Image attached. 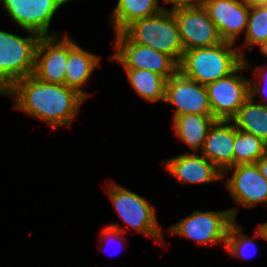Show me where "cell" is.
Returning a JSON list of instances; mask_svg holds the SVG:
<instances>
[{
    "label": "cell",
    "mask_w": 267,
    "mask_h": 267,
    "mask_svg": "<svg viewBox=\"0 0 267 267\" xmlns=\"http://www.w3.org/2000/svg\"><path fill=\"white\" fill-rule=\"evenodd\" d=\"M101 56L95 55L89 50L81 48L76 43L69 51L66 61L64 84L67 87L75 89L86 99L89 93L83 90L87 80L90 78L93 70L99 66Z\"/></svg>",
    "instance_id": "2e32d148"
},
{
    "label": "cell",
    "mask_w": 267,
    "mask_h": 267,
    "mask_svg": "<svg viewBox=\"0 0 267 267\" xmlns=\"http://www.w3.org/2000/svg\"><path fill=\"white\" fill-rule=\"evenodd\" d=\"M249 64L242 55V64L233 73L205 85L212 116L216 120H231L250 97L249 79L238 73L252 69Z\"/></svg>",
    "instance_id": "ba28073f"
},
{
    "label": "cell",
    "mask_w": 267,
    "mask_h": 267,
    "mask_svg": "<svg viewBox=\"0 0 267 267\" xmlns=\"http://www.w3.org/2000/svg\"><path fill=\"white\" fill-rule=\"evenodd\" d=\"M22 43L24 37L0 30V55L12 54Z\"/></svg>",
    "instance_id": "d4e9b609"
},
{
    "label": "cell",
    "mask_w": 267,
    "mask_h": 267,
    "mask_svg": "<svg viewBox=\"0 0 267 267\" xmlns=\"http://www.w3.org/2000/svg\"><path fill=\"white\" fill-rule=\"evenodd\" d=\"M235 125L231 120H216L209 129L202 155L222 172L234 166Z\"/></svg>",
    "instance_id": "9a60e30c"
},
{
    "label": "cell",
    "mask_w": 267,
    "mask_h": 267,
    "mask_svg": "<svg viewBox=\"0 0 267 267\" xmlns=\"http://www.w3.org/2000/svg\"><path fill=\"white\" fill-rule=\"evenodd\" d=\"M76 44L68 34L35 37L12 54L39 80L64 84L68 51Z\"/></svg>",
    "instance_id": "7a4b0ae2"
},
{
    "label": "cell",
    "mask_w": 267,
    "mask_h": 267,
    "mask_svg": "<svg viewBox=\"0 0 267 267\" xmlns=\"http://www.w3.org/2000/svg\"><path fill=\"white\" fill-rule=\"evenodd\" d=\"M216 121L212 115L183 114L172 119L173 130L190 152L202 150L210 127ZM193 150V151H192Z\"/></svg>",
    "instance_id": "e0dca14e"
},
{
    "label": "cell",
    "mask_w": 267,
    "mask_h": 267,
    "mask_svg": "<svg viewBox=\"0 0 267 267\" xmlns=\"http://www.w3.org/2000/svg\"><path fill=\"white\" fill-rule=\"evenodd\" d=\"M256 164L258 165L262 176L267 180V153L260 157Z\"/></svg>",
    "instance_id": "83f0119b"
},
{
    "label": "cell",
    "mask_w": 267,
    "mask_h": 267,
    "mask_svg": "<svg viewBox=\"0 0 267 267\" xmlns=\"http://www.w3.org/2000/svg\"><path fill=\"white\" fill-rule=\"evenodd\" d=\"M251 238L242 233V227L235 220L228 229L224 247L231 257L234 256L235 258L244 260L252 257L254 254L250 255L253 252L252 250H254L253 248L256 247L254 239Z\"/></svg>",
    "instance_id": "603a6c76"
},
{
    "label": "cell",
    "mask_w": 267,
    "mask_h": 267,
    "mask_svg": "<svg viewBox=\"0 0 267 267\" xmlns=\"http://www.w3.org/2000/svg\"><path fill=\"white\" fill-rule=\"evenodd\" d=\"M171 11L179 27L184 51L212 47L223 42L216 25L202 4L178 7Z\"/></svg>",
    "instance_id": "30bf717a"
},
{
    "label": "cell",
    "mask_w": 267,
    "mask_h": 267,
    "mask_svg": "<svg viewBox=\"0 0 267 267\" xmlns=\"http://www.w3.org/2000/svg\"><path fill=\"white\" fill-rule=\"evenodd\" d=\"M136 93L151 103L164 102L166 78L145 69H124Z\"/></svg>",
    "instance_id": "ffe728a7"
},
{
    "label": "cell",
    "mask_w": 267,
    "mask_h": 267,
    "mask_svg": "<svg viewBox=\"0 0 267 267\" xmlns=\"http://www.w3.org/2000/svg\"><path fill=\"white\" fill-rule=\"evenodd\" d=\"M233 150L234 166L256 163L267 153V143L257 136L242 132L235 127Z\"/></svg>",
    "instance_id": "44dd1931"
},
{
    "label": "cell",
    "mask_w": 267,
    "mask_h": 267,
    "mask_svg": "<svg viewBox=\"0 0 267 267\" xmlns=\"http://www.w3.org/2000/svg\"><path fill=\"white\" fill-rule=\"evenodd\" d=\"M175 106L173 119L183 114L212 115L205 85L179 71L166 80L164 102Z\"/></svg>",
    "instance_id": "8fae6325"
},
{
    "label": "cell",
    "mask_w": 267,
    "mask_h": 267,
    "mask_svg": "<svg viewBox=\"0 0 267 267\" xmlns=\"http://www.w3.org/2000/svg\"><path fill=\"white\" fill-rule=\"evenodd\" d=\"M116 52L109 59L124 69H145L169 79L178 71V64L167 54L132 42L123 32L115 34Z\"/></svg>",
    "instance_id": "9c48e42d"
},
{
    "label": "cell",
    "mask_w": 267,
    "mask_h": 267,
    "mask_svg": "<svg viewBox=\"0 0 267 267\" xmlns=\"http://www.w3.org/2000/svg\"><path fill=\"white\" fill-rule=\"evenodd\" d=\"M202 5L223 41L235 44L246 33L250 5L245 0H202Z\"/></svg>",
    "instance_id": "4fadbf2b"
},
{
    "label": "cell",
    "mask_w": 267,
    "mask_h": 267,
    "mask_svg": "<svg viewBox=\"0 0 267 267\" xmlns=\"http://www.w3.org/2000/svg\"><path fill=\"white\" fill-rule=\"evenodd\" d=\"M71 0H0L12 21L28 33L24 42L35 37L60 35L50 32V23L56 11Z\"/></svg>",
    "instance_id": "52a82bcc"
},
{
    "label": "cell",
    "mask_w": 267,
    "mask_h": 267,
    "mask_svg": "<svg viewBox=\"0 0 267 267\" xmlns=\"http://www.w3.org/2000/svg\"><path fill=\"white\" fill-rule=\"evenodd\" d=\"M159 0H118L109 24L114 34L122 32L133 21L150 17L166 9Z\"/></svg>",
    "instance_id": "ac0fdd59"
},
{
    "label": "cell",
    "mask_w": 267,
    "mask_h": 267,
    "mask_svg": "<svg viewBox=\"0 0 267 267\" xmlns=\"http://www.w3.org/2000/svg\"><path fill=\"white\" fill-rule=\"evenodd\" d=\"M256 69L253 70L254 74L258 75L260 78H257L258 80L261 79L258 83L257 81H252V79L249 78V94L252 99L255 98L256 94L261 97V102L265 101L267 102V69H265L263 66L260 65L258 67H255ZM263 96V97H262ZM266 99V100H265ZM261 103L263 105L267 106V103Z\"/></svg>",
    "instance_id": "cb8c5ba5"
},
{
    "label": "cell",
    "mask_w": 267,
    "mask_h": 267,
    "mask_svg": "<svg viewBox=\"0 0 267 267\" xmlns=\"http://www.w3.org/2000/svg\"><path fill=\"white\" fill-rule=\"evenodd\" d=\"M256 236L261 237L262 239L267 241V221H265L263 224L259 225L256 229Z\"/></svg>",
    "instance_id": "f1b7e54d"
},
{
    "label": "cell",
    "mask_w": 267,
    "mask_h": 267,
    "mask_svg": "<svg viewBox=\"0 0 267 267\" xmlns=\"http://www.w3.org/2000/svg\"><path fill=\"white\" fill-rule=\"evenodd\" d=\"M237 212V207L223 211L196 210L170 226L168 231L200 245L225 244L228 229L236 220Z\"/></svg>",
    "instance_id": "5b68a950"
},
{
    "label": "cell",
    "mask_w": 267,
    "mask_h": 267,
    "mask_svg": "<svg viewBox=\"0 0 267 267\" xmlns=\"http://www.w3.org/2000/svg\"><path fill=\"white\" fill-rule=\"evenodd\" d=\"M250 6H264L267 5V0H245Z\"/></svg>",
    "instance_id": "4dcf8cb0"
},
{
    "label": "cell",
    "mask_w": 267,
    "mask_h": 267,
    "mask_svg": "<svg viewBox=\"0 0 267 267\" xmlns=\"http://www.w3.org/2000/svg\"><path fill=\"white\" fill-rule=\"evenodd\" d=\"M165 169L182 184L210 183L223 180V172L202 154L185 152L162 161Z\"/></svg>",
    "instance_id": "5bb4252c"
},
{
    "label": "cell",
    "mask_w": 267,
    "mask_h": 267,
    "mask_svg": "<svg viewBox=\"0 0 267 267\" xmlns=\"http://www.w3.org/2000/svg\"><path fill=\"white\" fill-rule=\"evenodd\" d=\"M244 48L253 50L256 43L267 40V5L250 6Z\"/></svg>",
    "instance_id": "7402d4cb"
},
{
    "label": "cell",
    "mask_w": 267,
    "mask_h": 267,
    "mask_svg": "<svg viewBox=\"0 0 267 267\" xmlns=\"http://www.w3.org/2000/svg\"><path fill=\"white\" fill-rule=\"evenodd\" d=\"M0 94L9 96L16 109L52 129L71 126L87 100L65 84L39 80L13 54L0 55Z\"/></svg>",
    "instance_id": "6da1fadb"
},
{
    "label": "cell",
    "mask_w": 267,
    "mask_h": 267,
    "mask_svg": "<svg viewBox=\"0 0 267 267\" xmlns=\"http://www.w3.org/2000/svg\"><path fill=\"white\" fill-rule=\"evenodd\" d=\"M132 42L169 55L177 64L183 56L177 21L170 9L138 19L122 31Z\"/></svg>",
    "instance_id": "277c9868"
},
{
    "label": "cell",
    "mask_w": 267,
    "mask_h": 267,
    "mask_svg": "<svg viewBox=\"0 0 267 267\" xmlns=\"http://www.w3.org/2000/svg\"><path fill=\"white\" fill-rule=\"evenodd\" d=\"M235 127L245 133L253 134L267 143V106L249 97L231 119Z\"/></svg>",
    "instance_id": "d6986e66"
},
{
    "label": "cell",
    "mask_w": 267,
    "mask_h": 267,
    "mask_svg": "<svg viewBox=\"0 0 267 267\" xmlns=\"http://www.w3.org/2000/svg\"><path fill=\"white\" fill-rule=\"evenodd\" d=\"M124 230H125V228L120 227L118 223H116V224L110 223V224H107L106 227H104V229L101 231L100 235H101V238H103L102 240H104V241L108 240L109 238L111 240L114 239L115 241L117 239V241L123 245V234L125 233Z\"/></svg>",
    "instance_id": "484cf974"
},
{
    "label": "cell",
    "mask_w": 267,
    "mask_h": 267,
    "mask_svg": "<svg viewBox=\"0 0 267 267\" xmlns=\"http://www.w3.org/2000/svg\"><path fill=\"white\" fill-rule=\"evenodd\" d=\"M162 4H171L173 5L170 10L178 7H188V6H197L202 4V0H163Z\"/></svg>",
    "instance_id": "4316f807"
},
{
    "label": "cell",
    "mask_w": 267,
    "mask_h": 267,
    "mask_svg": "<svg viewBox=\"0 0 267 267\" xmlns=\"http://www.w3.org/2000/svg\"><path fill=\"white\" fill-rule=\"evenodd\" d=\"M228 172L233 175L224 184L235 204L249 209L267 204V180L256 163L231 166L223 172V179Z\"/></svg>",
    "instance_id": "7c38bea8"
},
{
    "label": "cell",
    "mask_w": 267,
    "mask_h": 267,
    "mask_svg": "<svg viewBox=\"0 0 267 267\" xmlns=\"http://www.w3.org/2000/svg\"><path fill=\"white\" fill-rule=\"evenodd\" d=\"M233 45L223 41L212 47L186 50L178 64V71L203 85L226 77L242 64V55H245L243 47Z\"/></svg>",
    "instance_id": "3957f363"
},
{
    "label": "cell",
    "mask_w": 267,
    "mask_h": 267,
    "mask_svg": "<svg viewBox=\"0 0 267 267\" xmlns=\"http://www.w3.org/2000/svg\"><path fill=\"white\" fill-rule=\"evenodd\" d=\"M105 189L127 227L130 226L155 241L163 242L162 227L157 222L151 202L112 181L108 182Z\"/></svg>",
    "instance_id": "8992f818"
},
{
    "label": "cell",
    "mask_w": 267,
    "mask_h": 267,
    "mask_svg": "<svg viewBox=\"0 0 267 267\" xmlns=\"http://www.w3.org/2000/svg\"><path fill=\"white\" fill-rule=\"evenodd\" d=\"M254 45L258 46V49L260 50L261 54L267 56V40L256 43Z\"/></svg>",
    "instance_id": "f546056e"
}]
</instances>
